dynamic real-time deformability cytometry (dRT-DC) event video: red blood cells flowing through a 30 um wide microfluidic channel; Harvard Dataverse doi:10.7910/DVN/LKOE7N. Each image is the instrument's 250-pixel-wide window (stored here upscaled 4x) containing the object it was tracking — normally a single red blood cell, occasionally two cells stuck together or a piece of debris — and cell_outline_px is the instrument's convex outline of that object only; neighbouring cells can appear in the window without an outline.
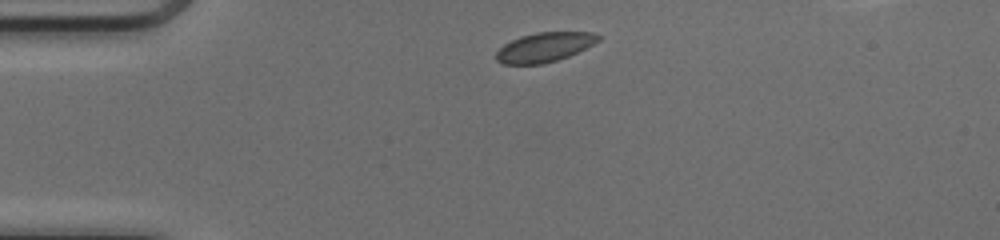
{"species": "common noctule bat (a hibernating species)", "species_latin": "Nyctalus noctula", "temperature_condition": "cold", "stored_images_in_passage": 38, "camera_frame_rate_fps": 3000, "um_per_image_px": 0.085, "animal": {"sex": "female", "body_mass_g": 17.0, "forearm_length_mm": 48.0}, "frame": {"image": 1, "passage_image": 1, "time_ms": 0.0, "image_size_px": [1000, 240], "cell_outline_px": [[604, 36], [600, 40], [568, 56], [556, 60], [540, 64], [504, 64], [496, 60], [496, 52], [504, 44], [520, 36], [536, 32], [592, 32]], "centroid_in_image_um": [46.28, 4.0], "position_along_channel_um": 38.7, "area_um2": 17.4}}
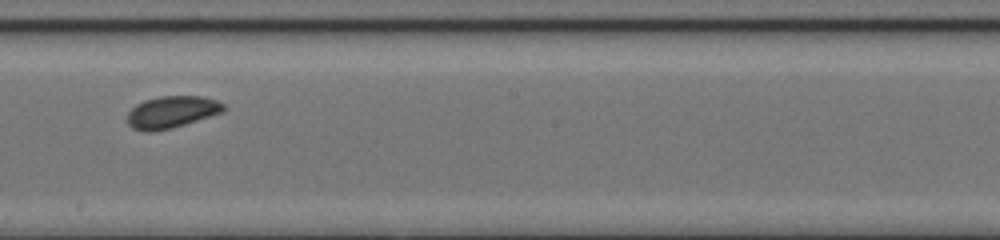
{"frame": {"image": 2, "passage_image": 18, "time_ms": 5.667, "image_size_px": [1000, 240], "cell_outline_px": [[224, 112], [172, 128], [152, 132], [148, 132], [132, 128], [128, 124], [128, 112], [136, 104], [144, 100], [160, 96], [204, 96], [216, 100], [224, 104]], "centroid_in_image_um": [14.59, 9.52], "position_along_channel_um": 233.6, "area_um2": 17.98}}
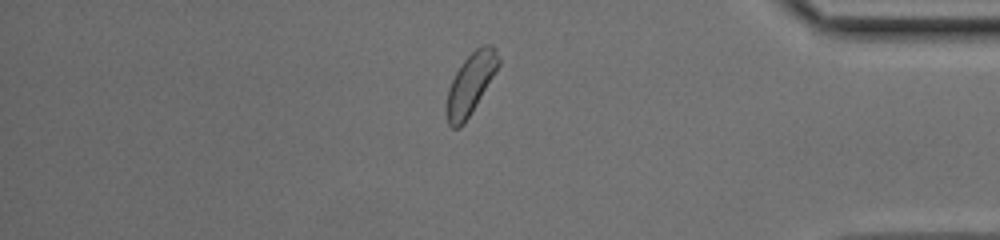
{"frame": {"image": 3, "passage_image": 32, "time_ms": 10.333, "image_size_px": [1000, 240], "cell_outline_px": [[500, 64], [464, 124], [460, 128], [452, 128], [448, 124], [444, 112], [448, 88], [456, 72], [464, 60], [476, 48], [484, 44], [492, 44], [496, 48], [500, 60]], "centroid_in_image_um": [39.97, 7.14], "position_along_channel_um": 395.2, "area_um2": 18.44}, "authors_computed_cell_mechanics": {"area_um2": 17.8024, "velocity_mm_per_s": 4.079, "shape_relaxation_time_tau1_ms": 2.4048, "shape_relaxation_time_tau2_ms": null, "deformation_change_tau1": 0.0568, "deformation_change_tau2": null}}